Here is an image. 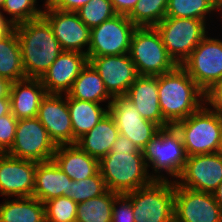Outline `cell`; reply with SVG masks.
I'll list each match as a JSON object with an SVG mask.
<instances>
[{
  "label": "cell",
  "instance_id": "cell-1",
  "mask_svg": "<svg viewBox=\"0 0 222 222\" xmlns=\"http://www.w3.org/2000/svg\"><path fill=\"white\" fill-rule=\"evenodd\" d=\"M159 105L164 120L174 126L198 111L205 103V92L177 65L157 76Z\"/></svg>",
  "mask_w": 222,
  "mask_h": 222
},
{
  "label": "cell",
  "instance_id": "cell-2",
  "mask_svg": "<svg viewBox=\"0 0 222 222\" xmlns=\"http://www.w3.org/2000/svg\"><path fill=\"white\" fill-rule=\"evenodd\" d=\"M13 28L18 35L26 78L40 79L63 51L59 41L43 17Z\"/></svg>",
  "mask_w": 222,
  "mask_h": 222
},
{
  "label": "cell",
  "instance_id": "cell-3",
  "mask_svg": "<svg viewBox=\"0 0 222 222\" xmlns=\"http://www.w3.org/2000/svg\"><path fill=\"white\" fill-rule=\"evenodd\" d=\"M142 152L147 167L152 168L149 174L154 180L170 179L175 182L181 175L187 159L182 136L172 125L161 128Z\"/></svg>",
  "mask_w": 222,
  "mask_h": 222
},
{
  "label": "cell",
  "instance_id": "cell-4",
  "mask_svg": "<svg viewBox=\"0 0 222 222\" xmlns=\"http://www.w3.org/2000/svg\"><path fill=\"white\" fill-rule=\"evenodd\" d=\"M99 171L107 189L118 194L135 191L154 180L143 154L109 152L99 161Z\"/></svg>",
  "mask_w": 222,
  "mask_h": 222
},
{
  "label": "cell",
  "instance_id": "cell-5",
  "mask_svg": "<svg viewBox=\"0 0 222 222\" xmlns=\"http://www.w3.org/2000/svg\"><path fill=\"white\" fill-rule=\"evenodd\" d=\"M187 157L216 153L222 129V116L205 103L198 111L177 122Z\"/></svg>",
  "mask_w": 222,
  "mask_h": 222
},
{
  "label": "cell",
  "instance_id": "cell-6",
  "mask_svg": "<svg viewBox=\"0 0 222 222\" xmlns=\"http://www.w3.org/2000/svg\"><path fill=\"white\" fill-rule=\"evenodd\" d=\"M124 195L132 203L135 222L174 220V181L153 180L150 184Z\"/></svg>",
  "mask_w": 222,
  "mask_h": 222
},
{
  "label": "cell",
  "instance_id": "cell-7",
  "mask_svg": "<svg viewBox=\"0 0 222 222\" xmlns=\"http://www.w3.org/2000/svg\"><path fill=\"white\" fill-rule=\"evenodd\" d=\"M129 56L138 75L158 76L177 64L169 56L155 27H137L131 37Z\"/></svg>",
  "mask_w": 222,
  "mask_h": 222
},
{
  "label": "cell",
  "instance_id": "cell-8",
  "mask_svg": "<svg viewBox=\"0 0 222 222\" xmlns=\"http://www.w3.org/2000/svg\"><path fill=\"white\" fill-rule=\"evenodd\" d=\"M169 56L181 65L200 41L210 35L201 19L165 17L155 26Z\"/></svg>",
  "mask_w": 222,
  "mask_h": 222
},
{
  "label": "cell",
  "instance_id": "cell-9",
  "mask_svg": "<svg viewBox=\"0 0 222 222\" xmlns=\"http://www.w3.org/2000/svg\"><path fill=\"white\" fill-rule=\"evenodd\" d=\"M181 66L205 93L208 92L222 81V40L206 35Z\"/></svg>",
  "mask_w": 222,
  "mask_h": 222
},
{
  "label": "cell",
  "instance_id": "cell-10",
  "mask_svg": "<svg viewBox=\"0 0 222 222\" xmlns=\"http://www.w3.org/2000/svg\"><path fill=\"white\" fill-rule=\"evenodd\" d=\"M56 147L37 117L25 118L18 120L13 145L6 154L39 163L53 160Z\"/></svg>",
  "mask_w": 222,
  "mask_h": 222
},
{
  "label": "cell",
  "instance_id": "cell-11",
  "mask_svg": "<svg viewBox=\"0 0 222 222\" xmlns=\"http://www.w3.org/2000/svg\"><path fill=\"white\" fill-rule=\"evenodd\" d=\"M137 27L125 15H115L91 28L87 56L129 54L131 37Z\"/></svg>",
  "mask_w": 222,
  "mask_h": 222
},
{
  "label": "cell",
  "instance_id": "cell-12",
  "mask_svg": "<svg viewBox=\"0 0 222 222\" xmlns=\"http://www.w3.org/2000/svg\"><path fill=\"white\" fill-rule=\"evenodd\" d=\"M43 7L42 17L49 23L61 49L87 55L91 29L80 20L77 13L51 8L46 1Z\"/></svg>",
  "mask_w": 222,
  "mask_h": 222
},
{
  "label": "cell",
  "instance_id": "cell-13",
  "mask_svg": "<svg viewBox=\"0 0 222 222\" xmlns=\"http://www.w3.org/2000/svg\"><path fill=\"white\" fill-rule=\"evenodd\" d=\"M108 107L119 134L130 139L141 151L161 129L154 122L144 119L125 96L113 97Z\"/></svg>",
  "mask_w": 222,
  "mask_h": 222
},
{
  "label": "cell",
  "instance_id": "cell-14",
  "mask_svg": "<svg viewBox=\"0 0 222 222\" xmlns=\"http://www.w3.org/2000/svg\"><path fill=\"white\" fill-rule=\"evenodd\" d=\"M175 222H222V208L213 193L179 186L175 182Z\"/></svg>",
  "mask_w": 222,
  "mask_h": 222
},
{
  "label": "cell",
  "instance_id": "cell-15",
  "mask_svg": "<svg viewBox=\"0 0 222 222\" xmlns=\"http://www.w3.org/2000/svg\"><path fill=\"white\" fill-rule=\"evenodd\" d=\"M175 182L188 189L213 193L222 182V155L216 152L187 157Z\"/></svg>",
  "mask_w": 222,
  "mask_h": 222
},
{
  "label": "cell",
  "instance_id": "cell-16",
  "mask_svg": "<svg viewBox=\"0 0 222 222\" xmlns=\"http://www.w3.org/2000/svg\"><path fill=\"white\" fill-rule=\"evenodd\" d=\"M112 97L125 96L138 76L129 54L87 56Z\"/></svg>",
  "mask_w": 222,
  "mask_h": 222
},
{
  "label": "cell",
  "instance_id": "cell-17",
  "mask_svg": "<svg viewBox=\"0 0 222 222\" xmlns=\"http://www.w3.org/2000/svg\"><path fill=\"white\" fill-rule=\"evenodd\" d=\"M37 118L56 146L74 144L66 94H46L41 101Z\"/></svg>",
  "mask_w": 222,
  "mask_h": 222
},
{
  "label": "cell",
  "instance_id": "cell-18",
  "mask_svg": "<svg viewBox=\"0 0 222 222\" xmlns=\"http://www.w3.org/2000/svg\"><path fill=\"white\" fill-rule=\"evenodd\" d=\"M36 162L0 153V195L8 198L32 197Z\"/></svg>",
  "mask_w": 222,
  "mask_h": 222
},
{
  "label": "cell",
  "instance_id": "cell-19",
  "mask_svg": "<svg viewBox=\"0 0 222 222\" xmlns=\"http://www.w3.org/2000/svg\"><path fill=\"white\" fill-rule=\"evenodd\" d=\"M88 62V57L84 53L62 51L40 78L47 94H67Z\"/></svg>",
  "mask_w": 222,
  "mask_h": 222
},
{
  "label": "cell",
  "instance_id": "cell-20",
  "mask_svg": "<svg viewBox=\"0 0 222 222\" xmlns=\"http://www.w3.org/2000/svg\"><path fill=\"white\" fill-rule=\"evenodd\" d=\"M125 97L135 105L144 119L161 128L170 126L164 120L160 109L157 76L138 75Z\"/></svg>",
  "mask_w": 222,
  "mask_h": 222
},
{
  "label": "cell",
  "instance_id": "cell-21",
  "mask_svg": "<svg viewBox=\"0 0 222 222\" xmlns=\"http://www.w3.org/2000/svg\"><path fill=\"white\" fill-rule=\"evenodd\" d=\"M71 181L54 160L36 162L32 196L42 203L61 196L70 197Z\"/></svg>",
  "mask_w": 222,
  "mask_h": 222
},
{
  "label": "cell",
  "instance_id": "cell-22",
  "mask_svg": "<svg viewBox=\"0 0 222 222\" xmlns=\"http://www.w3.org/2000/svg\"><path fill=\"white\" fill-rule=\"evenodd\" d=\"M46 94L40 79L26 78L12 82L9 96L11 113L18 120L37 117L41 101Z\"/></svg>",
  "mask_w": 222,
  "mask_h": 222
},
{
  "label": "cell",
  "instance_id": "cell-23",
  "mask_svg": "<svg viewBox=\"0 0 222 222\" xmlns=\"http://www.w3.org/2000/svg\"><path fill=\"white\" fill-rule=\"evenodd\" d=\"M53 160L74 181L90 178L99 172V161L77 144L57 146Z\"/></svg>",
  "mask_w": 222,
  "mask_h": 222
},
{
  "label": "cell",
  "instance_id": "cell-24",
  "mask_svg": "<svg viewBox=\"0 0 222 222\" xmlns=\"http://www.w3.org/2000/svg\"><path fill=\"white\" fill-rule=\"evenodd\" d=\"M118 135L119 130L108 112L88 133L80 137L76 144L100 161L110 152Z\"/></svg>",
  "mask_w": 222,
  "mask_h": 222
},
{
  "label": "cell",
  "instance_id": "cell-25",
  "mask_svg": "<svg viewBox=\"0 0 222 222\" xmlns=\"http://www.w3.org/2000/svg\"><path fill=\"white\" fill-rule=\"evenodd\" d=\"M66 95L70 98L96 103L108 101L107 106L113 100L106 90L102 78L89 62L79 73Z\"/></svg>",
  "mask_w": 222,
  "mask_h": 222
},
{
  "label": "cell",
  "instance_id": "cell-26",
  "mask_svg": "<svg viewBox=\"0 0 222 222\" xmlns=\"http://www.w3.org/2000/svg\"><path fill=\"white\" fill-rule=\"evenodd\" d=\"M74 144L84 134L88 133L108 112L109 107H102L100 103L83 101L67 96Z\"/></svg>",
  "mask_w": 222,
  "mask_h": 222
},
{
  "label": "cell",
  "instance_id": "cell-27",
  "mask_svg": "<svg viewBox=\"0 0 222 222\" xmlns=\"http://www.w3.org/2000/svg\"><path fill=\"white\" fill-rule=\"evenodd\" d=\"M0 222H45L44 203L32 197L4 198Z\"/></svg>",
  "mask_w": 222,
  "mask_h": 222
},
{
  "label": "cell",
  "instance_id": "cell-28",
  "mask_svg": "<svg viewBox=\"0 0 222 222\" xmlns=\"http://www.w3.org/2000/svg\"><path fill=\"white\" fill-rule=\"evenodd\" d=\"M0 76L11 82L26 79L20 43L14 28L0 38Z\"/></svg>",
  "mask_w": 222,
  "mask_h": 222
},
{
  "label": "cell",
  "instance_id": "cell-29",
  "mask_svg": "<svg viewBox=\"0 0 222 222\" xmlns=\"http://www.w3.org/2000/svg\"><path fill=\"white\" fill-rule=\"evenodd\" d=\"M119 195L107 190L100 196L78 203L76 220L80 222H111L113 203Z\"/></svg>",
  "mask_w": 222,
  "mask_h": 222
},
{
  "label": "cell",
  "instance_id": "cell-30",
  "mask_svg": "<svg viewBox=\"0 0 222 222\" xmlns=\"http://www.w3.org/2000/svg\"><path fill=\"white\" fill-rule=\"evenodd\" d=\"M169 0H138L127 16L136 27H155L165 17Z\"/></svg>",
  "mask_w": 222,
  "mask_h": 222
},
{
  "label": "cell",
  "instance_id": "cell-31",
  "mask_svg": "<svg viewBox=\"0 0 222 222\" xmlns=\"http://www.w3.org/2000/svg\"><path fill=\"white\" fill-rule=\"evenodd\" d=\"M214 11L218 14L210 0H169L166 17L201 19L208 23L207 17Z\"/></svg>",
  "mask_w": 222,
  "mask_h": 222
},
{
  "label": "cell",
  "instance_id": "cell-32",
  "mask_svg": "<svg viewBox=\"0 0 222 222\" xmlns=\"http://www.w3.org/2000/svg\"><path fill=\"white\" fill-rule=\"evenodd\" d=\"M37 7V0H5L0 12L10 16L8 22L14 27L42 17L43 9Z\"/></svg>",
  "mask_w": 222,
  "mask_h": 222
},
{
  "label": "cell",
  "instance_id": "cell-33",
  "mask_svg": "<svg viewBox=\"0 0 222 222\" xmlns=\"http://www.w3.org/2000/svg\"><path fill=\"white\" fill-rule=\"evenodd\" d=\"M76 13L90 29L117 15L110 0H90Z\"/></svg>",
  "mask_w": 222,
  "mask_h": 222
},
{
  "label": "cell",
  "instance_id": "cell-34",
  "mask_svg": "<svg viewBox=\"0 0 222 222\" xmlns=\"http://www.w3.org/2000/svg\"><path fill=\"white\" fill-rule=\"evenodd\" d=\"M107 190L100 171L90 178L70 182V198L77 204L100 196Z\"/></svg>",
  "mask_w": 222,
  "mask_h": 222
},
{
  "label": "cell",
  "instance_id": "cell-35",
  "mask_svg": "<svg viewBox=\"0 0 222 222\" xmlns=\"http://www.w3.org/2000/svg\"><path fill=\"white\" fill-rule=\"evenodd\" d=\"M77 203L70 197L61 196L44 203L45 222H73L77 216Z\"/></svg>",
  "mask_w": 222,
  "mask_h": 222
},
{
  "label": "cell",
  "instance_id": "cell-36",
  "mask_svg": "<svg viewBox=\"0 0 222 222\" xmlns=\"http://www.w3.org/2000/svg\"><path fill=\"white\" fill-rule=\"evenodd\" d=\"M17 122L12 113L0 117V153H6L13 145Z\"/></svg>",
  "mask_w": 222,
  "mask_h": 222
},
{
  "label": "cell",
  "instance_id": "cell-37",
  "mask_svg": "<svg viewBox=\"0 0 222 222\" xmlns=\"http://www.w3.org/2000/svg\"><path fill=\"white\" fill-rule=\"evenodd\" d=\"M111 222H135L131 201L120 194L113 203Z\"/></svg>",
  "mask_w": 222,
  "mask_h": 222
},
{
  "label": "cell",
  "instance_id": "cell-38",
  "mask_svg": "<svg viewBox=\"0 0 222 222\" xmlns=\"http://www.w3.org/2000/svg\"><path fill=\"white\" fill-rule=\"evenodd\" d=\"M205 101L207 106L222 116V81L205 93Z\"/></svg>",
  "mask_w": 222,
  "mask_h": 222
},
{
  "label": "cell",
  "instance_id": "cell-39",
  "mask_svg": "<svg viewBox=\"0 0 222 222\" xmlns=\"http://www.w3.org/2000/svg\"><path fill=\"white\" fill-rule=\"evenodd\" d=\"M54 9L61 11L76 12L90 0H45Z\"/></svg>",
  "mask_w": 222,
  "mask_h": 222
},
{
  "label": "cell",
  "instance_id": "cell-40",
  "mask_svg": "<svg viewBox=\"0 0 222 222\" xmlns=\"http://www.w3.org/2000/svg\"><path fill=\"white\" fill-rule=\"evenodd\" d=\"M110 152H127L128 154H143L141 150L127 137L119 134Z\"/></svg>",
  "mask_w": 222,
  "mask_h": 222
},
{
  "label": "cell",
  "instance_id": "cell-41",
  "mask_svg": "<svg viewBox=\"0 0 222 222\" xmlns=\"http://www.w3.org/2000/svg\"><path fill=\"white\" fill-rule=\"evenodd\" d=\"M138 0H110L116 14L128 16Z\"/></svg>",
  "mask_w": 222,
  "mask_h": 222
},
{
  "label": "cell",
  "instance_id": "cell-42",
  "mask_svg": "<svg viewBox=\"0 0 222 222\" xmlns=\"http://www.w3.org/2000/svg\"><path fill=\"white\" fill-rule=\"evenodd\" d=\"M12 82L0 76V98H9Z\"/></svg>",
  "mask_w": 222,
  "mask_h": 222
},
{
  "label": "cell",
  "instance_id": "cell-43",
  "mask_svg": "<svg viewBox=\"0 0 222 222\" xmlns=\"http://www.w3.org/2000/svg\"><path fill=\"white\" fill-rule=\"evenodd\" d=\"M12 29L13 26L8 22V17L6 18L5 15L0 12V38L9 33Z\"/></svg>",
  "mask_w": 222,
  "mask_h": 222
},
{
  "label": "cell",
  "instance_id": "cell-44",
  "mask_svg": "<svg viewBox=\"0 0 222 222\" xmlns=\"http://www.w3.org/2000/svg\"><path fill=\"white\" fill-rule=\"evenodd\" d=\"M11 113L10 98H0V117Z\"/></svg>",
  "mask_w": 222,
  "mask_h": 222
},
{
  "label": "cell",
  "instance_id": "cell-45",
  "mask_svg": "<svg viewBox=\"0 0 222 222\" xmlns=\"http://www.w3.org/2000/svg\"><path fill=\"white\" fill-rule=\"evenodd\" d=\"M213 195L217 203L222 208V182L219 184L217 189L213 192Z\"/></svg>",
  "mask_w": 222,
  "mask_h": 222
},
{
  "label": "cell",
  "instance_id": "cell-46",
  "mask_svg": "<svg viewBox=\"0 0 222 222\" xmlns=\"http://www.w3.org/2000/svg\"><path fill=\"white\" fill-rule=\"evenodd\" d=\"M213 6L217 9L222 16V0H210ZM221 12V13H220Z\"/></svg>",
  "mask_w": 222,
  "mask_h": 222
},
{
  "label": "cell",
  "instance_id": "cell-47",
  "mask_svg": "<svg viewBox=\"0 0 222 222\" xmlns=\"http://www.w3.org/2000/svg\"><path fill=\"white\" fill-rule=\"evenodd\" d=\"M217 153L222 155V129H221L220 142H219Z\"/></svg>",
  "mask_w": 222,
  "mask_h": 222
},
{
  "label": "cell",
  "instance_id": "cell-48",
  "mask_svg": "<svg viewBox=\"0 0 222 222\" xmlns=\"http://www.w3.org/2000/svg\"><path fill=\"white\" fill-rule=\"evenodd\" d=\"M4 2H5V0H0V9L3 6Z\"/></svg>",
  "mask_w": 222,
  "mask_h": 222
}]
</instances>
